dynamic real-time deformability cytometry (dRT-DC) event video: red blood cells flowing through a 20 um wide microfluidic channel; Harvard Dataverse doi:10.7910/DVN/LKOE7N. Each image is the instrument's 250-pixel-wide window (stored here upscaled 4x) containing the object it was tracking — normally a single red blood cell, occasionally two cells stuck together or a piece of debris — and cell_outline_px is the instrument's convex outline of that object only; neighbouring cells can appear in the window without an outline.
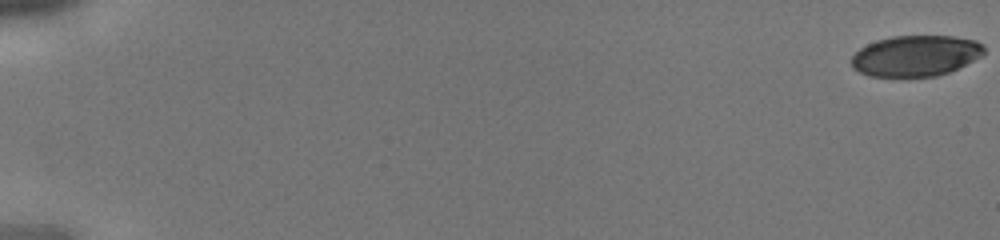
{"species": "human", "species_latin": "Homo sapiens", "temperature_condition": "cold", "stored_images_in_passage": 44, "camera_frame_rate_fps": 3000, "um_per_image_px": 0.085, "donor": {"sex": "male"}, "frame": {"image": 1, "passage_image": 1, "time_ms": 0.0, "image_size_px": [1000, 240], "cell_outline_px": [[984, 52], [980, 56], [948, 72], [936, 76], [872, 76], [860, 72], [852, 68], [852, 56], [860, 48], [876, 40], [892, 36], [952, 36], [976, 40], [984, 44]], "centroid_in_image_um": [77.82, 4.73], "position_along_channel_um": 7.2, "area_um2": 31.27}}
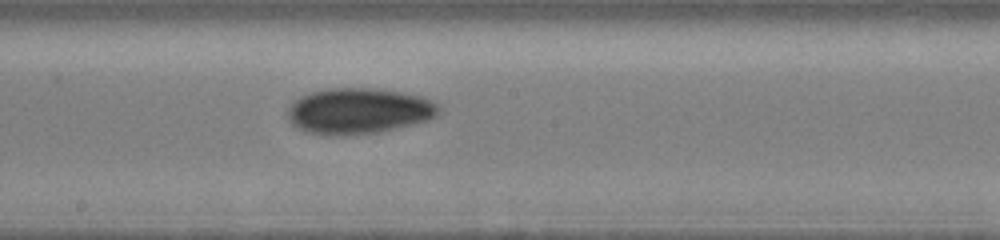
{"frame": {"image": 2, "passage_image": 26, "time_ms": 8.333, "image_size_px": [1000, 240], "cell_outline_px": [[440, 112], [436, 116], [428, 120], [380, 132], [344, 136], [328, 136], [304, 132], [296, 128], [288, 120], [288, 108], [300, 96], [312, 92], [328, 88], [376, 88], [404, 92], [424, 96], [440, 104]], "centroid_in_image_um": [30.51, 9.44], "position_along_channel_um": 217.7, "area_um2": 41.04}}
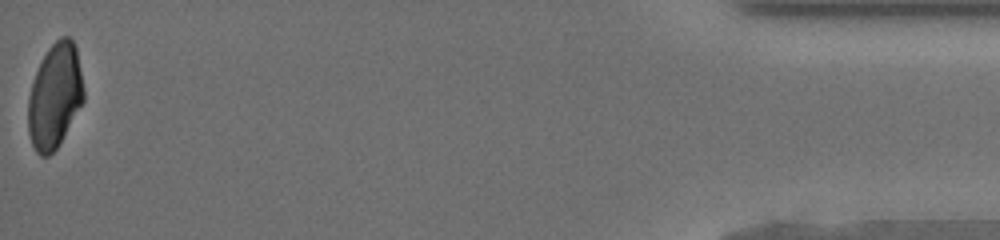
{"frame": {"image": 3, "passage_image": 44, "time_ms": 14.333, "image_size_px": [1000, 240], "cell_outline_px": [[84, 100], [56, 148], [48, 156], [40, 156], [36, 152], [32, 144], [28, 132], [28, 96], [36, 72], [48, 48], [60, 36], [68, 36], [72, 40], [76, 48], [84, 88]], "centroid_in_image_um": [4.65, 8.15], "position_along_channel_um": 430.5, "area_um2": 33.52}}